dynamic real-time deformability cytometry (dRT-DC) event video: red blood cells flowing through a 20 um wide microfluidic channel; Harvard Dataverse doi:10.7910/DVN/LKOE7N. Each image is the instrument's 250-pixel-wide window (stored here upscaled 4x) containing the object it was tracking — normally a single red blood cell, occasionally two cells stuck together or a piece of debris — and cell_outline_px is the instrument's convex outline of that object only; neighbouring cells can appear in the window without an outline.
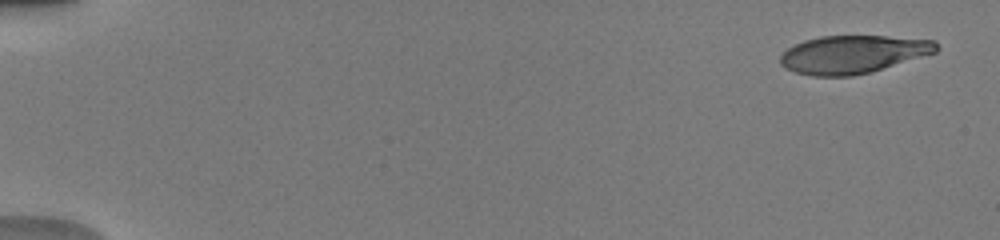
{"species": "human", "species_latin": "Homo sapiens", "temperature_condition": "warm", "stored_images_in_passage": 52, "camera_frame_rate_fps": 3000, "um_per_image_px": 0.085, "donor": {"sex": "male"}, "frame": {"image": 1, "passage_image": 3, "time_ms": 0.667, "image_size_px": [1000, 240], "cell_outline_px": [[940, 48], [936, 52], [868, 72], [852, 76], [812, 76], [796, 72], [780, 64], [780, 56], [788, 48], [804, 40], [820, 36], [884, 36], [936, 40]], "centroid_in_image_um": [72.5, 4.61], "position_along_channel_um": 12.5, "area_um2": 34.16}}
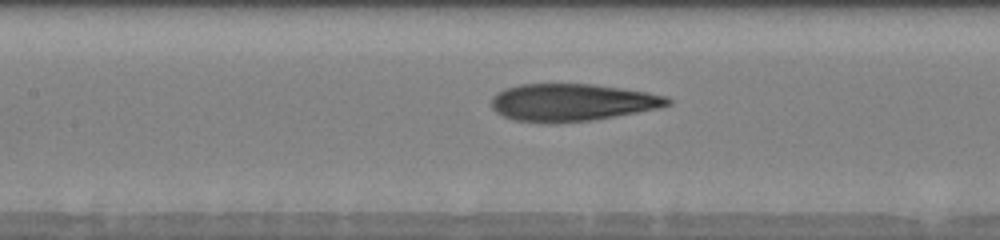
{"frame": {"image": 2, "passage_image": 26, "time_ms": 8.333, "image_size_px": [1000, 240], "cell_outline_px": [[672, 104], [656, 108], [636, 112], [592, 120], [556, 124], [548, 124], [512, 120], [496, 112], [492, 108], [492, 96], [496, 92], [504, 88], [520, 84], [592, 84], [620, 88], [644, 92], [664, 96], [672, 100]], "centroid_in_image_um": [48.54, 8.72], "position_along_channel_um": 158.9, "area_um2": 38.44}}
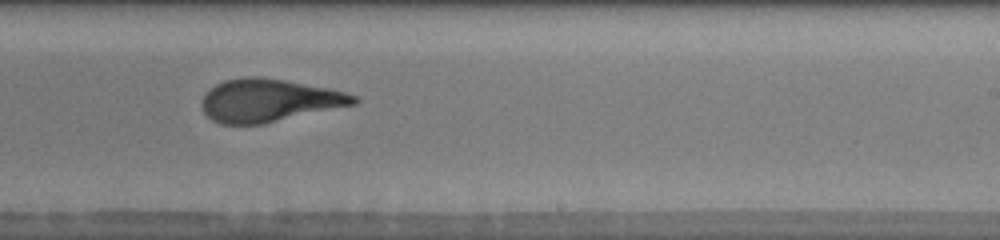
{"frame": {"image": 3, "passage_image": 34, "time_ms": 11.0, "image_size_px": [1000, 240], "cell_outline_px": [[360, 100], [356, 104], [264, 124], [220, 124], [212, 120], [204, 112], [200, 104], [208, 88], [224, 80], [244, 76], [256, 76], [284, 80], [328, 88], [344, 92], [356, 96]], "centroid_in_image_um": [22.83, 8.54], "position_along_channel_um": 266.2, "area_um2": 38.03}, "authors_computed_cell_mechanics": {"area_um2": 37.4255, "velocity_mm_per_s": 4.0329, "shape_relaxation_time_tau1_ms": 5.1189, "shape_relaxation_time_tau2_ms": 1.2553, "deformation_change_tau1": 0.234, "deformation_change_tau2": 0.106}}